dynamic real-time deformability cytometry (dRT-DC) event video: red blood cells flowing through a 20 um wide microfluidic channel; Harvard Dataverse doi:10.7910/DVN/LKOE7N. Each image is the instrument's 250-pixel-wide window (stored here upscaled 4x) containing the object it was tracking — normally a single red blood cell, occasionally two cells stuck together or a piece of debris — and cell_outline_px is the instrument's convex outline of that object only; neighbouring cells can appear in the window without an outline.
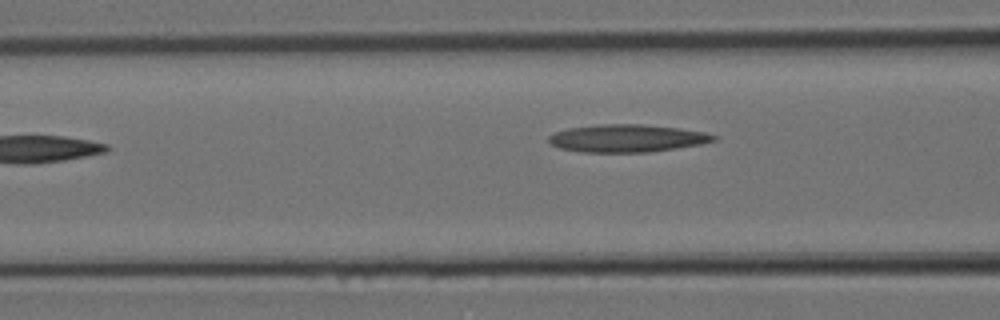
{"species": "Egyptian fruit bat (a non-hibernating species)", "species_latin": "Rousettus aegyptiacus", "temperature_condition": "room temperature", "stored_images_in_passage": 9, "camera_frame_rate_fps": 3000, "um_per_image_px": 0.085, "animal": {"sex": "female"}, "frame": {"image": 1, "passage_image": 9, "time_ms": 2.667, "image_size_px": [1000, 320], "cell_outline_px": [[720, 136], [716, 140], [700, 144], [676, 148], [648, 152], [580, 152], [560, 148], [548, 144], [548, 136], [556, 132], [568, 128], [600, 124], [640, 124], [680, 128], [704, 132]], "centroid_in_image_um": [53.28, 11.75], "position_along_channel_um": 113.3, "area_um2": 26.65}}